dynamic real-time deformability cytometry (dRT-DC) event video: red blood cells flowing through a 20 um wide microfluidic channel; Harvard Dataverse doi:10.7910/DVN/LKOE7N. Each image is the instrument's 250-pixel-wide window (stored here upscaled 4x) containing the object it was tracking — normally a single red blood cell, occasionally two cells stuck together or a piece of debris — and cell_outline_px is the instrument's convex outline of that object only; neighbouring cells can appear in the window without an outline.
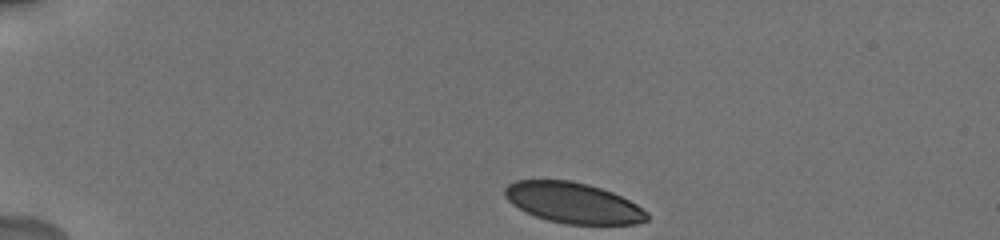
{"species": "human", "species_latin": "Homo sapiens", "temperature_condition": "cold", "stored_images_in_passage": 48, "camera_frame_rate_fps": 3000, "um_per_image_px": 0.085, "donor": {"sex": "male"}, "frame": {"image": 1, "passage_image": 1, "time_ms": 0.0, "image_size_px": [1000, 240], "cell_outline_px": [[648, 220], [636, 224], [564, 224], [548, 220], [536, 216], [512, 204], [504, 196], [504, 188], [508, 184], [516, 180], [572, 180], [588, 184], [612, 192], [636, 204], [648, 212]], "centroid_in_image_um": [48.72, 17.24], "position_along_channel_um": 36.3, "area_um2": 33.58}}
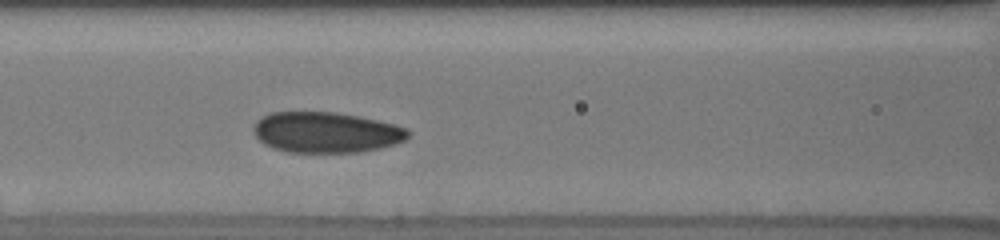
{"frame": {"image": 2, "passage_image": 22, "time_ms": 4.667, "image_size_px": [1000, 240], "cell_outline_px": [[408, 136], [404, 140], [380, 148], [360, 152], [288, 152], [272, 148], [264, 144], [256, 136], [252, 128], [256, 120], [272, 112], [336, 112], [376, 120], [408, 128]], "centroid_in_image_um": [27.67, 11.25], "position_along_channel_um": 138.9, "area_um2": 36.41}}
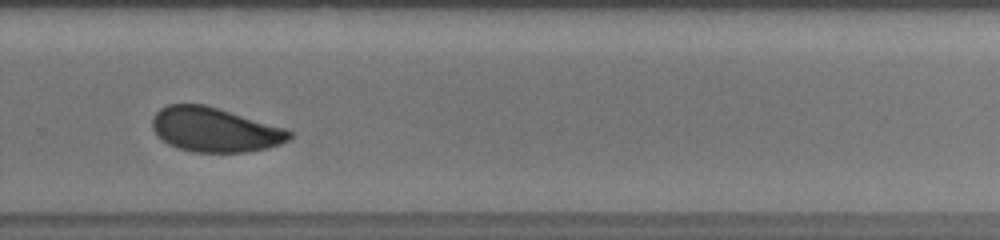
{"frame": {"image": 3, "passage_image": 42, "time_ms": 9.333, "image_size_px": [1000, 240], "cell_outline_px": [[292, 136], [288, 140], [280, 144], [268, 148], [248, 152], [192, 152], [176, 148], [168, 144], [156, 136], [152, 128], [152, 116], [160, 108], [168, 104], [204, 104], [288, 128], [292, 132]], "centroid_in_image_um": [18.25, 11.03], "position_along_channel_um": 311.6, "area_um2": 35.95}}